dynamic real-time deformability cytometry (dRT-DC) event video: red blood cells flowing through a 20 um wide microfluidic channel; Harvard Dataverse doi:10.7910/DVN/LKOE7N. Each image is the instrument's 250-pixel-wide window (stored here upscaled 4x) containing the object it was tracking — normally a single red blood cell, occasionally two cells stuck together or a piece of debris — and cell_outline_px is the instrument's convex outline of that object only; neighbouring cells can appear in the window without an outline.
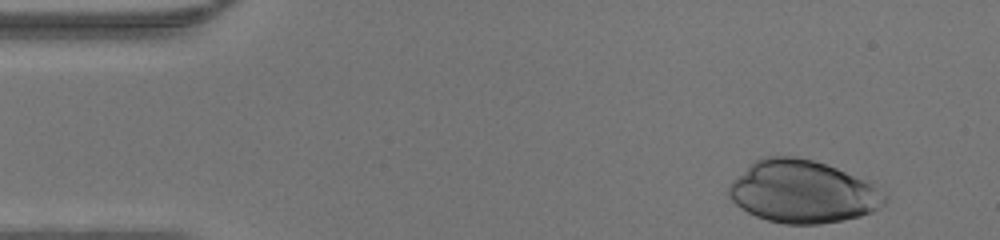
{"species": "human", "species_latin": "Homo sapiens", "temperature_condition": "warm", "stored_images_in_passage": 34, "camera_frame_rate_fps": 3000, "um_per_image_px": 0.085, "donor": {"sex": "male"}, "frame": {"image": 1, "passage_image": 1, "time_ms": 0.0, "image_size_px": [1000, 240], "cell_outline_px": [[888, 200], [884, 204], [872, 212], [860, 216], [820, 224], [784, 224], [768, 220], [756, 216], [740, 208], [728, 196], [728, 188], [732, 180], [748, 164], [764, 156], [796, 156], [812, 160], [836, 168], [864, 180], [872, 184], [888, 196]], "centroid_in_image_um": [68.19, 16.29], "position_along_channel_um": 16.8, "area_um2": 56.7}}
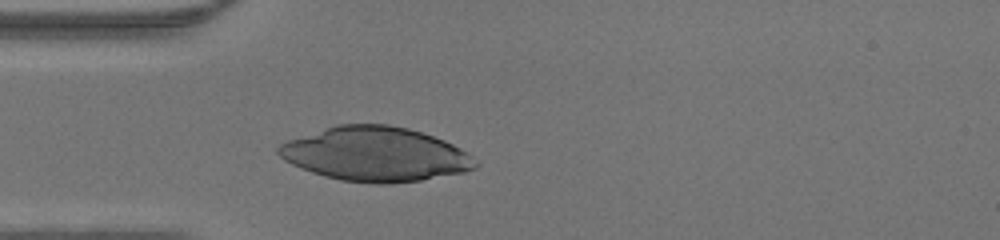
{"frame": {"image": 2, "passage_image": 10, "time_ms": 3.0, "image_size_px": [1000, 240], "cell_outline_px": [[480, 164], [476, 168], [464, 172], [420, 180], [392, 184], [376, 184], [340, 180], [324, 176], [312, 172], [292, 164], [284, 160], [276, 152], [276, 148], [280, 144], [288, 140], [336, 124], [388, 124], [408, 128], [444, 140], [468, 152]], "centroid_in_image_um": [31.91, 13.11], "position_along_channel_um": 53.1, "area_um2": 62.37}}